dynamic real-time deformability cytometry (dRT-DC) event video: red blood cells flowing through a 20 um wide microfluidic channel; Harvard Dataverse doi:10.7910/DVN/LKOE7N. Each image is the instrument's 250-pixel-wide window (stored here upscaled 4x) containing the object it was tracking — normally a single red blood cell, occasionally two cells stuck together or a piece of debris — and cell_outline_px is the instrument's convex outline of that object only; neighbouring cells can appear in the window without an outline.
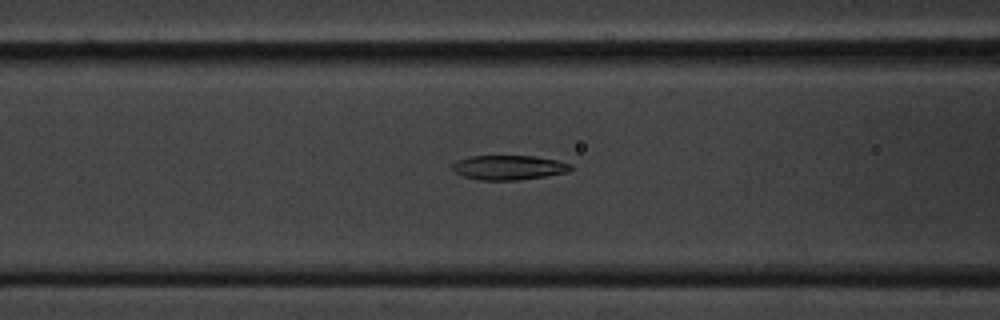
{"species": "common noctule bat (a hibernating species)", "species_latin": "Nyctalus noctula", "temperature_condition": "cold", "stored_images_in_passage": 43, "camera_frame_rate_fps": 3000, "um_per_image_px": 0.085, "animal": {"sex": "male", "body_mass_g": 20.1, "forearm_length_mm": 53.5}, "frame": {"image": 1, "passage_image": 9, "time_ms": 2.667, "image_size_px": [1000, 320], "cell_outline_px": [[572, 168], [568, 172], [520, 180], [476, 180], [464, 176], [456, 172], [452, 168], [452, 164], [456, 160], [468, 156], [536, 156], [556, 160], [572, 164]], "centroid_in_image_um": [43.23, 14.23], "position_along_channel_um": 123.4, "area_um2": 16.99}}
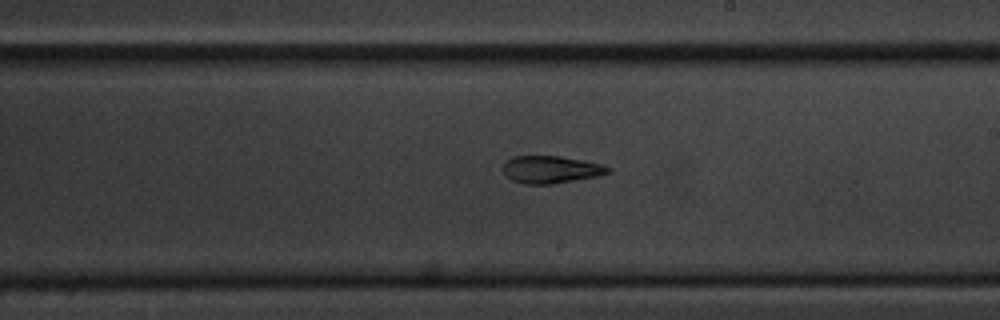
{"frame": {"image": 2, "passage_image": 19, "time_ms": 6.0, "image_size_px": [1000, 320], "cell_outline_px": [[612, 172], [600, 176], [552, 184], [524, 184], [512, 180], [504, 172], [504, 164], [512, 156], [560, 156], [604, 164], [612, 168]], "centroid_in_image_um": [46.9, 14.41], "position_along_channel_um": 242.1, "area_um2": 16.88}}
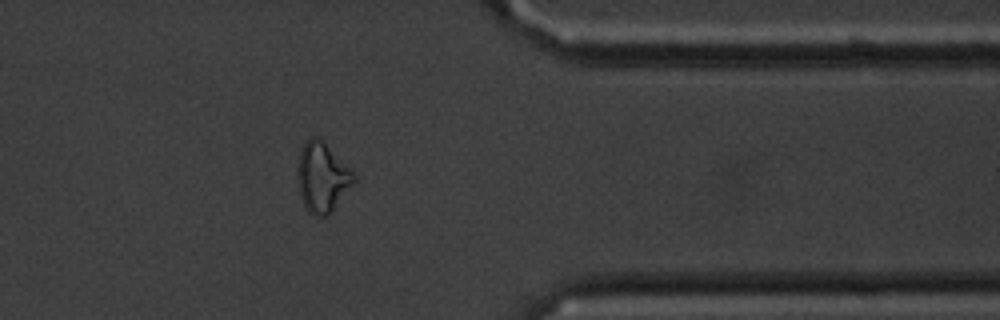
{"frame": {"image": 3, "passage_image": 32, "time_ms": 10.333, "image_size_px": [1000, 320], "cell_outline_px": [[356, 180], [332, 208], [324, 216], [312, 216], [308, 212], [300, 196], [296, 176], [296, 168], [300, 148], [312, 136], [316, 136], [356, 176]], "centroid_in_image_um": [27.31, 15.08], "position_along_channel_um": 384.1, "area_um2": 22.08}, "authors_computed_cell_mechanics": {"area_um2": 17.2822, "velocity_mm_per_s": 3.5731, "shape_relaxation_time_tau1_ms": 7.058, "shape_relaxation_time_tau2_ms": 6.1744, "deformation_change_tau1": 0.2216, "deformation_change_tau2": 0.1641}}